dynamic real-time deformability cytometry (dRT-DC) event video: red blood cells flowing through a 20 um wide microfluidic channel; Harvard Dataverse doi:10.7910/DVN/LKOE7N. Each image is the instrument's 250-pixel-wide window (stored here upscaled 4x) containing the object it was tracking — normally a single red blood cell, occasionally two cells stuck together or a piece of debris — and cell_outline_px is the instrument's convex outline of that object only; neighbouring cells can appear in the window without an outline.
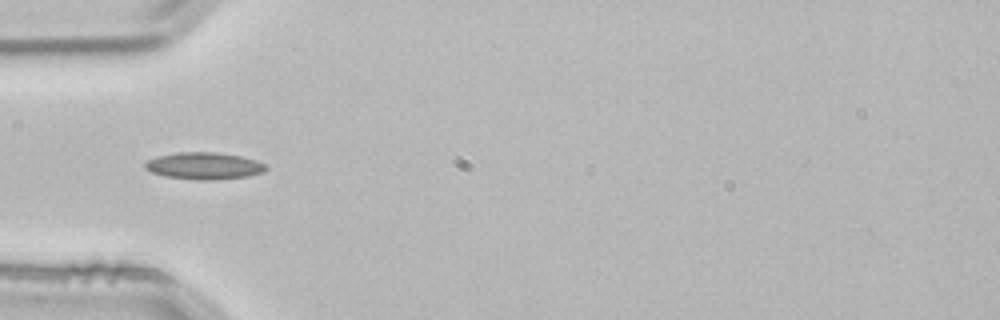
{"species": "common noctule bat (a hibernating species)", "species_latin": "Nyctalus noctula", "temperature_condition": "room temperature", "stored_images_in_passage": 2, "camera_frame_rate_fps": 3000, "um_per_image_px": 0.085, "animal": {"sex": "male", "body_mass_g": 21.5, "forearm_length_mm": 52.0}, "frame": {"image": 1, "passage_image": 2, "time_ms": 0.333, "image_size_px": [1000, 320], "cell_outline_px": [[268, 168], [264, 172], [248, 176], [216, 180], [196, 180], [164, 176], [152, 172], [144, 168], [144, 164], [148, 160], [156, 156], [180, 152], [216, 152], [240, 156], [256, 160], [268, 164]], "centroid_in_image_um": [17.37, 14.1], "position_along_channel_um": 67.6, "area_um2": 19.19}}